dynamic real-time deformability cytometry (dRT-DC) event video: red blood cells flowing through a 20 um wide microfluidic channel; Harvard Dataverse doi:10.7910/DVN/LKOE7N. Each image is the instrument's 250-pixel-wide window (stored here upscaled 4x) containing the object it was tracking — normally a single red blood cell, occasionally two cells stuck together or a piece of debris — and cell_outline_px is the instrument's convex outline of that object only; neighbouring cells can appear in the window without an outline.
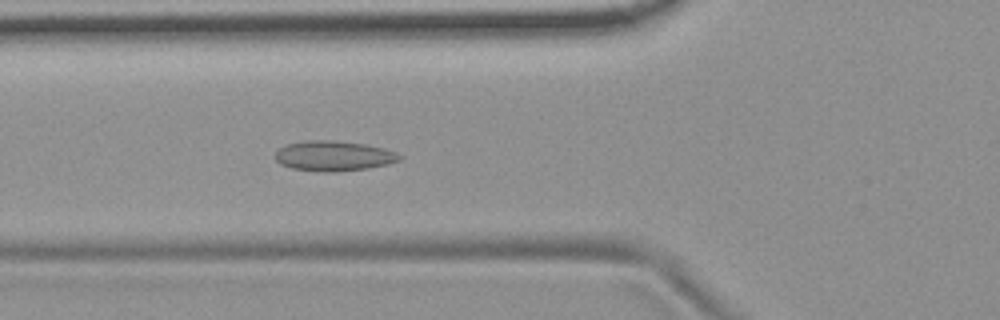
{"species": "common noctule bat (a hibernating species)", "species_latin": "Nyctalus noctula", "temperature_condition": "room temperature", "stored_images_in_passage": 6, "camera_frame_rate_fps": 3000, "um_per_image_px": 0.085, "animal": {"sex": "female", "body_mass_g": 19.9}, "frame": {"image": 1, "passage_image": 6, "time_ms": 5.667, "image_size_px": [1000, 320], "cell_outline_px": [[404, 156], [400, 160], [388, 164], [368, 168], [336, 172], [324, 172], [292, 168], [280, 164], [276, 160], [276, 152], [284, 144], [308, 140], [332, 140], [364, 144], [384, 148], [396, 152]], "centroid_in_image_um": [28.38, 13.25], "position_along_channel_um": 97.4, "area_um2": 21.91}}